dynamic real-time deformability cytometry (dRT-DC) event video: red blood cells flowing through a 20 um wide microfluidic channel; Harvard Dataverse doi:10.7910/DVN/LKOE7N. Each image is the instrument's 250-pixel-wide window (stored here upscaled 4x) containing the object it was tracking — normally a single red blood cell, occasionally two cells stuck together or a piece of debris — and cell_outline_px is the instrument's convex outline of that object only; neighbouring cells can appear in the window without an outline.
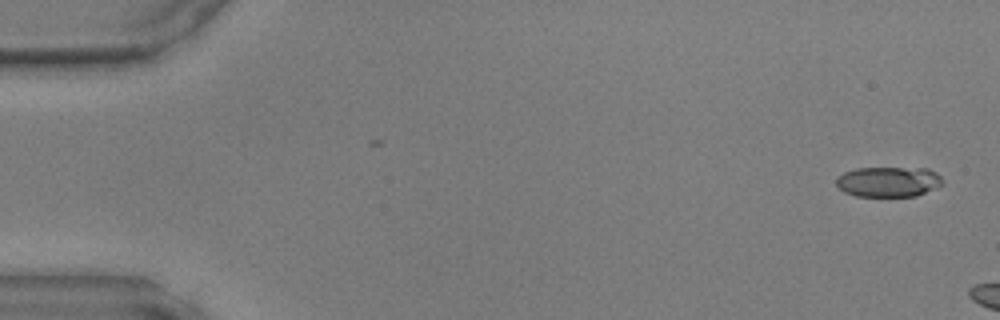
{"species": "common noctule bat (a hibernating species)", "species_latin": "Nyctalus noctula", "temperature_condition": "warm", "stored_images_in_passage": 5, "camera_frame_rate_fps": 3000, "um_per_image_px": 0.085, "animal": {"sex": "male", "body_mass_g": 17.9, "forearm_length_mm": 54.2}, "frame": {"image": 1, "passage_image": 1, "time_ms": 0.0, "image_size_px": [1000, 320], "cell_outline_px": [[944, 184], [916, 196], [856, 196], [844, 192], [836, 184], [836, 176], [844, 172], [856, 168], [928, 168], [936, 172], [940, 176]], "centroid_in_image_um": [75.51, 15.44], "position_along_channel_um": 9.5, "area_um2": 18.84}}